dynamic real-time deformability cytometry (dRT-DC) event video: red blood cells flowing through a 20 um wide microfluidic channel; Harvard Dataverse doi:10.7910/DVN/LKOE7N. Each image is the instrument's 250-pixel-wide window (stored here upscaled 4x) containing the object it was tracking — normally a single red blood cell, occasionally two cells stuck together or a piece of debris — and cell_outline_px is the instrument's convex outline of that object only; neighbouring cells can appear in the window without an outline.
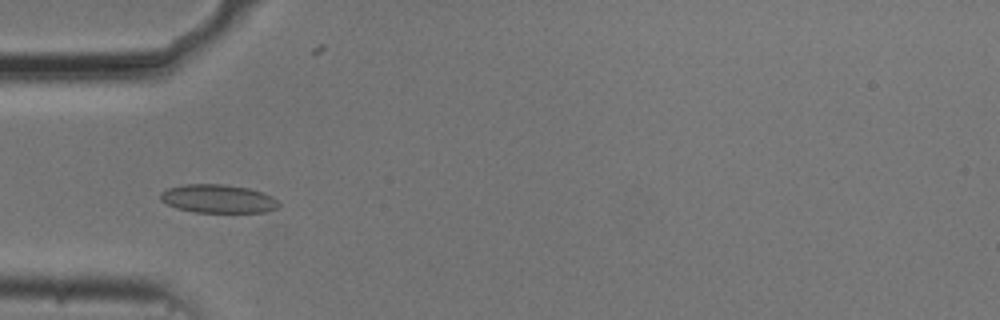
{"species": "common noctule bat (a hibernating species)", "species_latin": "Nyctalus noctula", "temperature_condition": "cold", "stored_images_in_passage": 42, "camera_frame_rate_fps": 3000, "um_per_image_px": 0.085, "animal": {"sex": "male", "body_mass_g": 20.5, "forearm_length_mm": 52.5}, "frame": {"image": 1, "passage_image": 5, "time_ms": 1.333, "image_size_px": [1000, 320], "cell_outline_px": [[280, 204], [276, 208], [268, 212], [196, 212], [176, 208], [160, 200], [160, 192], [168, 188], [184, 184], [224, 184], [248, 188], [264, 192], [272, 196]], "centroid_in_image_um": [18.53, 16.89], "position_along_channel_um": 66.5, "area_um2": 19.65}}
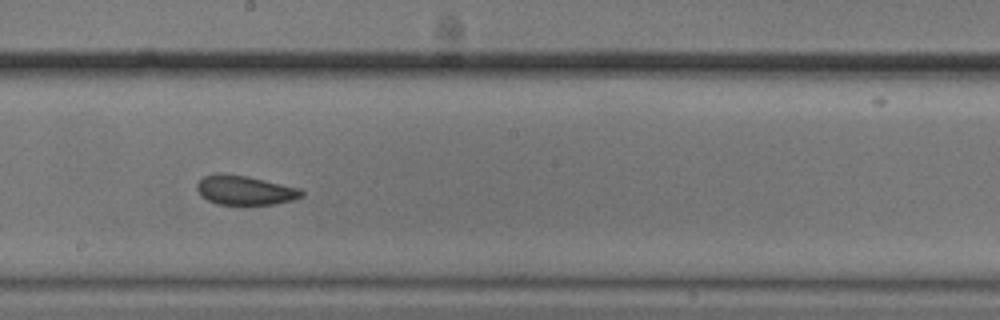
{"frame": {"image": 2, "passage_image": 18, "time_ms": 5.667, "image_size_px": [1000, 320], "cell_outline_px": [[304, 196], [292, 200], [276, 204], [216, 204], [200, 196], [196, 188], [196, 184], [204, 176], [216, 172], [224, 172], [248, 176], [300, 188], [304, 192]], "centroid_in_image_um": [20.79, 16.15], "position_along_channel_um": 227.4, "area_um2": 18.15}}
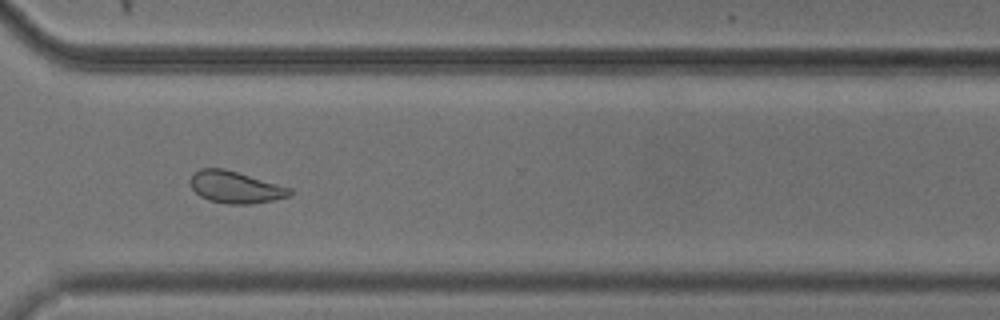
{"frame": {"image": 3, "passage_image": 28, "time_ms": 9.0, "image_size_px": [1000, 320], "cell_outline_px": [[292, 192], [288, 196], [272, 200], [248, 204], [228, 204], [208, 200], [200, 196], [192, 188], [192, 176], [200, 168], [224, 168], [292, 188]], "centroid_in_image_um": [20.02, 15.91], "position_along_channel_um": 350.6, "area_um2": 18.21}, "authors_computed_cell_mechanics": {"area_um2": 18.9006, "velocity_mm_per_s": 3.7066, "shape_relaxation_time_tau1_ms": null, "shape_relaxation_time_tau2_ms": 3.1653, "deformation_change_tau1": null, "deformation_change_tau2": 0.0642}}